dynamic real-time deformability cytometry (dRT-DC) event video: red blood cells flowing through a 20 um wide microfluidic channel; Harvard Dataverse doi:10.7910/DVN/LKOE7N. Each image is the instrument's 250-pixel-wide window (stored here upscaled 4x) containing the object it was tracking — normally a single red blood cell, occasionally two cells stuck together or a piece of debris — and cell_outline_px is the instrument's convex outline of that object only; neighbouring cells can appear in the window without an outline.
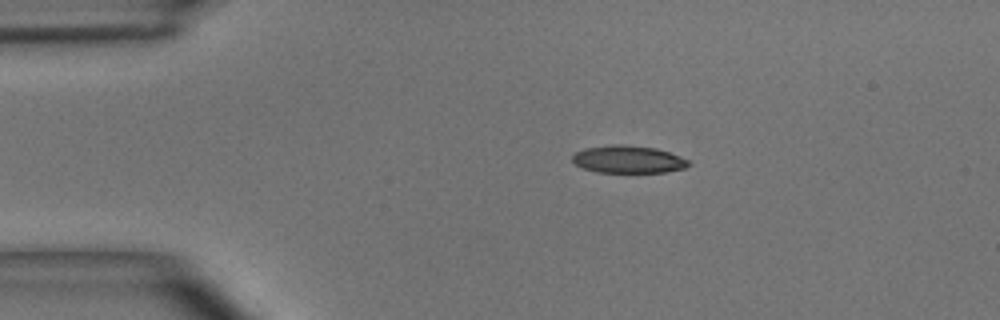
{"species": "common noctule bat (a hibernating species)", "species_latin": "Nyctalus noctula", "temperature_condition": "room temperature", "stored_images_in_passage": 4, "camera_frame_rate_fps": 3000, "um_per_image_px": 0.085, "animal": {"sex": "male", "body_mass_g": 15.6}, "frame": {"image": 1, "passage_image": 1, "time_ms": 0.0, "image_size_px": [1000, 320], "cell_outline_px": [[692, 164], [684, 168], [664, 172], [596, 172], [584, 168], [576, 164], [572, 160], [572, 156], [576, 152], [584, 148], [612, 144], [624, 144], [656, 148], [680, 156], [688, 160]], "centroid_in_image_um": [53.4, 13.53], "position_along_channel_um": 31.6, "area_um2": 18.61}}
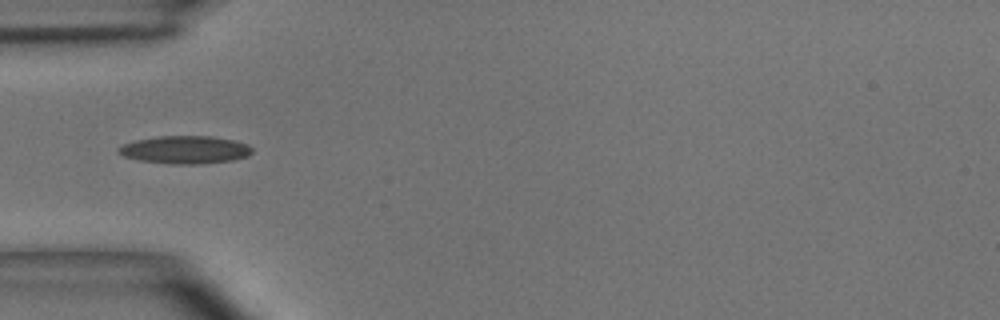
{"frame": {"image": 2, "passage_image": 2, "time_ms": 0.333, "image_size_px": [1000, 320], "cell_outline_px": [[252, 152], [248, 156], [232, 160], [200, 164], [172, 164], [140, 160], [124, 156], [116, 152], [116, 148], [124, 144], [136, 140], [160, 136], [212, 136], [236, 140], [248, 144], [252, 148]], "centroid_in_image_um": [15.75, 12.72], "position_along_channel_um": 69.3, "area_um2": 21.73}}
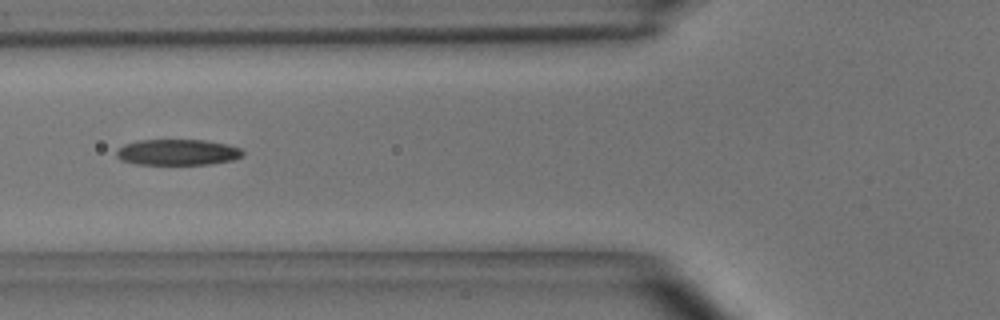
{"frame": {"image": 3, "passage_image": 3, "time_ms": 0.667, "image_size_px": [1000, 320], "cell_outline_px": [[244, 152], [240, 156], [232, 160], [208, 164], [136, 164], [120, 160], [116, 156], [116, 152], [124, 144], [140, 140], [204, 140], [228, 144], [240, 148]], "centroid_in_image_um": [15.08, 12.94], "position_along_channel_um": 110.7, "area_um2": 18.96}}